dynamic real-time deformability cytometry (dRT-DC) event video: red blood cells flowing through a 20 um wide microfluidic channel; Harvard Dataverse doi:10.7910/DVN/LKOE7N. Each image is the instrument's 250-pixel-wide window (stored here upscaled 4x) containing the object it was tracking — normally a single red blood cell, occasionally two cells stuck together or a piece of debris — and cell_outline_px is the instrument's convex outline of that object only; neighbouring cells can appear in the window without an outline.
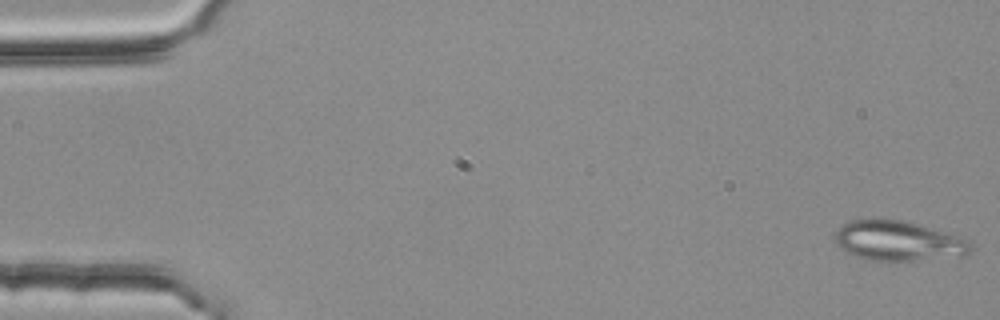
{"species": "common noctule bat (a hibernating species)", "species_latin": "Nyctalus noctula", "temperature_condition": "room temperature", "stored_images_in_passage": 53, "segment_of_instrument_passage": [1, 2], "camera_frame_rate_fps": 3000, "um_per_image_px": 0.085, "animal": {"sex": "female", "body_mass_g": 25.1}, "frame": {"image": 1, "passage_image": 1, "time_ms": 0.0, "image_size_px": [1000, 320], "cell_outline_px": [[972, 248], [964, 256], [912, 260], [868, 260], [844, 252], [836, 244], [836, 232], [840, 224], [848, 220], [872, 216], [876, 216], [904, 220], [944, 232], [968, 240], [972, 244]], "centroid_in_image_um": [76.26, 20.43], "position_along_channel_um": 8.7, "area_um2": 32.08}}